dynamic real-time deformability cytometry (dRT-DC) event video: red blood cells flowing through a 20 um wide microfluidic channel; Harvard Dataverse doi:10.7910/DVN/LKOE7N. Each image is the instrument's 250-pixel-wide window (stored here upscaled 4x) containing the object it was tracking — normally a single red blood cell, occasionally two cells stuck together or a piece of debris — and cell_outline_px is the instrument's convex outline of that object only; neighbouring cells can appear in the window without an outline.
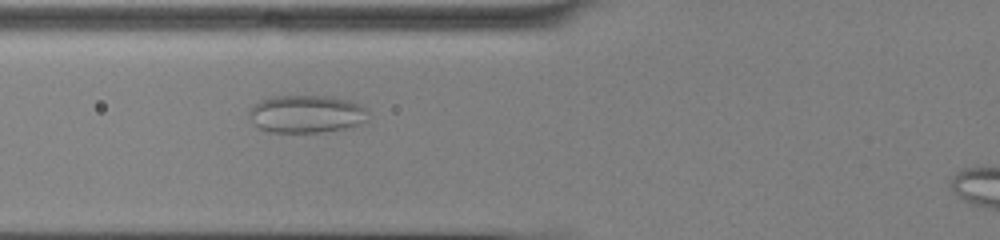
{"species": "common noctule bat (a hibernating species)", "species_latin": "Nyctalus noctula", "temperature_condition": "cold", "stored_images_in_passage": 44, "camera_frame_rate_fps": 3000, "um_per_image_px": 0.085, "animal": {"sex": "male", "body_mass_g": 13.0, "forearm_length_mm": 53.1}, "frame": {"image": 1, "passage_image": 15, "time_ms": 4.667, "image_size_px": [1000, 240], "cell_outline_px": [[368, 120], [360, 124], [344, 128], [320, 132], [272, 132], [260, 128], [248, 116], [248, 112], [256, 104], [272, 96], [332, 96], [348, 100], [368, 108]], "centroid_in_image_um": [26.1, 9.68], "position_along_channel_um": 99.7, "area_um2": 26.01}}
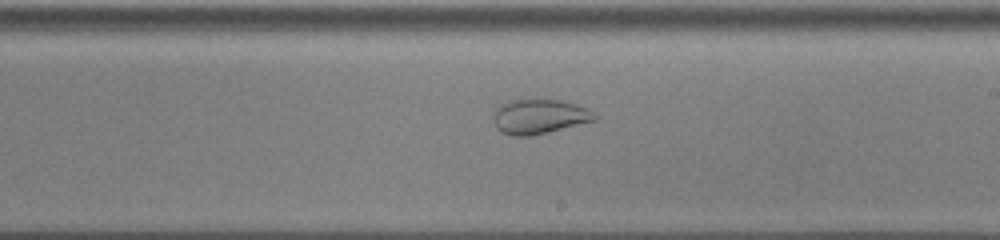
{"frame": {"image": 2, "passage_image": 26, "time_ms": 8.333, "image_size_px": [1000, 240], "cell_outline_px": [[600, 116], [596, 120], [548, 132], [528, 136], [512, 136], [500, 132], [496, 128], [496, 108], [500, 104], [508, 100], [560, 100], [584, 108]], "centroid_in_image_um": [45.84, 9.92], "position_along_channel_um": 243.2, "area_um2": 20.06}}
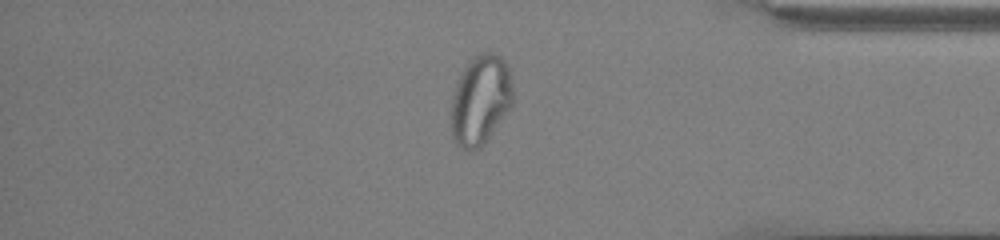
{"frame": {"image": 3, "passage_image": 39, "time_ms": 12.667, "image_size_px": [1000, 240], "cell_outline_px": [[512, 104], [484, 144], [480, 148], [472, 152], [468, 152], [456, 144], [452, 140], [452, 96], [456, 84], [464, 68], [480, 52], [492, 52], [500, 56], [508, 64], [512, 80]], "centroid_in_image_um": [40.84, 8.52], "position_along_channel_um": 394.4, "area_um2": 32.19}}